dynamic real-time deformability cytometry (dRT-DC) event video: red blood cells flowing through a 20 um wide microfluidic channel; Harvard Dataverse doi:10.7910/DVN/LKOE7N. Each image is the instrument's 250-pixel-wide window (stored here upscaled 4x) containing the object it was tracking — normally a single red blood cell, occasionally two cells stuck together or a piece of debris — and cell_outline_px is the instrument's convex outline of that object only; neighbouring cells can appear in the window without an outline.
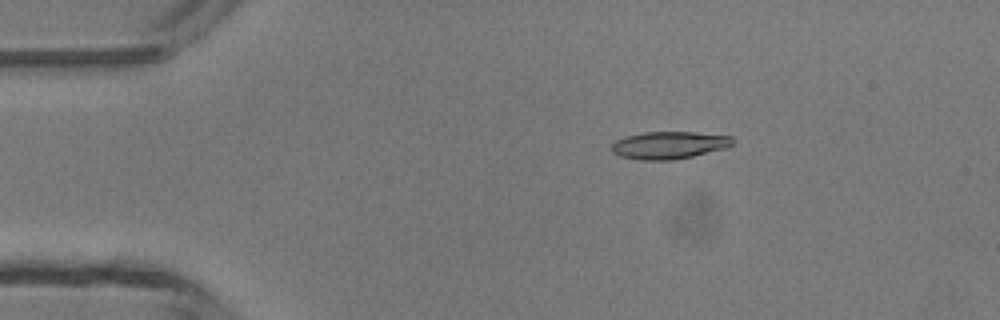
{"species": "common noctule bat (a hibernating species)", "species_latin": "Nyctalus noctula", "temperature_condition": "room temperature", "stored_images_in_passage": 41, "camera_frame_rate_fps": 3000, "um_per_image_px": 0.085, "animal": {"sex": "male", "body_mass_g": 13.3}, "frame": {"image": 1, "passage_image": 2, "time_ms": 0.333, "image_size_px": [1000, 320], "cell_outline_px": [[736, 140], [728, 148], [692, 156], [672, 160], [640, 160], [620, 156], [612, 152], [612, 144], [616, 140], [628, 136], [644, 132], [696, 132], [732, 136]], "centroid_in_image_um": [56.92, 12.34], "position_along_channel_um": 28.1, "area_um2": 19.42}}
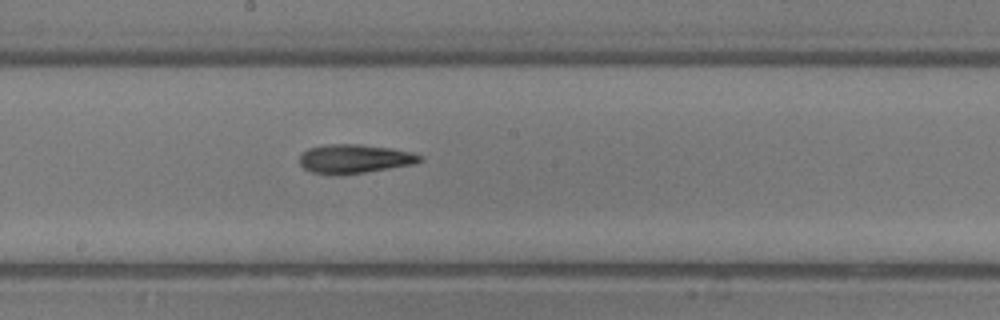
{"frame": {"image": 2, "passage_image": 19, "time_ms": 6.0, "image_size_px": [1000, 320], "cell_outline_px": [[424, 160], [416, 164], [344, 176], [336, 176], [312, 172], [304, 168], [300, 164], [300, 156], [308, 148], [328, 144], [360, 144], [392, 148], [412, 152], [424, 156]], "centroid_in_image_um": [30.19, 13.52], "position_along_channel_um": 218.0, "area_um2": 20.81}}
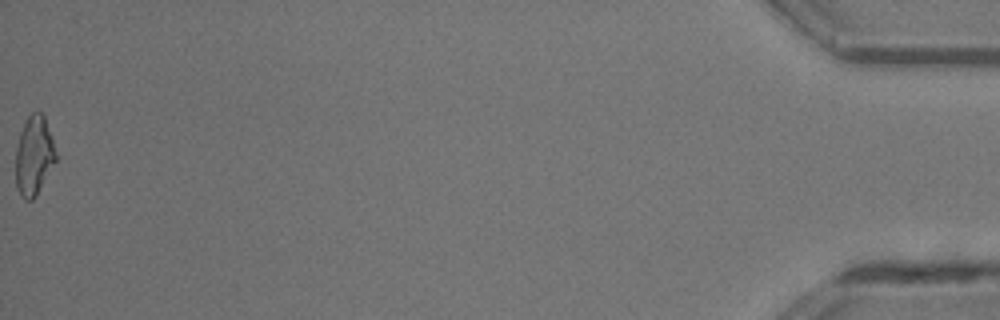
{"frame": {"image": 3, "passage_image": 41, "time_ms": 13.333, "image_size_px": [1000, 320], "cell_outline_px": [[56, 160], [36, 196], [32, 200], [24, 200], [20, 196], [16, 188], [16, 148], [20, 132], [28, 116], [32, 112], [40, 112], [44, 116], [56, 152]], "centroid_in_image_um": [2.87, 13.27], "position_along_channel_um": 432.3, "area_um2": 18.38}, "authors_computed_cell_mechanics": {"area_um2": 19.3052, "velocity_mm_per_s": 4.3759, "shape_relaxation_time_tau1_ms": 5.936, "shape_relaxation_time_tau2_ms": 5.4648, "deformation_change_tau1": 0.2115, "deformation_change_tau2": 0.1767}}